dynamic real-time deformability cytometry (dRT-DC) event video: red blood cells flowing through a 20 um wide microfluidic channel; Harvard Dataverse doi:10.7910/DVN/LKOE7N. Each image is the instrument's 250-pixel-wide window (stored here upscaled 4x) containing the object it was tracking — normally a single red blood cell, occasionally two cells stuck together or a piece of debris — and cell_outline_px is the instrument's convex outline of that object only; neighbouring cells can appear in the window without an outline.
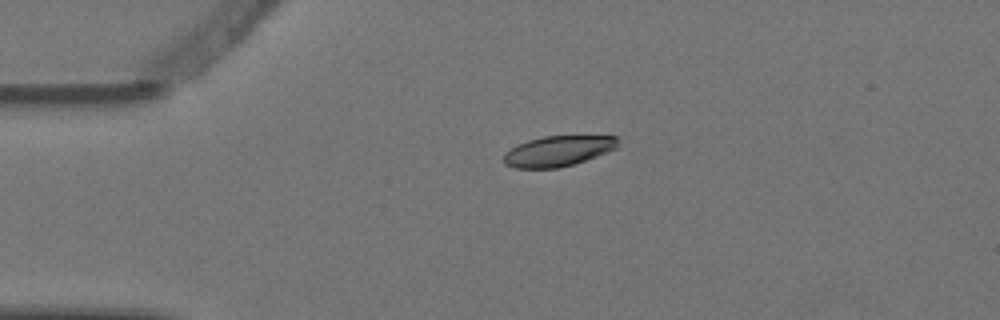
{"species": "Egyptian fruit bat (a non-hibernating species)", "species_latin": "Rousettus aegyptiacus", "temperature_condition": "warm", "stored_images_in_passage": 5, "camera_frame_rate_fps": 3000, "um_per_image_px": 0.085, "animal": {"sex": "female"}, "frame": {"image": 1, "passage_image": 4, "time_ms": 1.0, "image_size_px": [1000, 320], "cell_outline_px": [[620, 140], [616, 148], [608, 152], [572, 164], [556, 168], [516, 168], [504, 164], [504, 152], [516, 144], [528, 140], [544, 136], [620, 136]], "centroid_in_image_um": [47.42, 12.83], "position_along_channel_um": 37.6, "area_um2": 20.29}}